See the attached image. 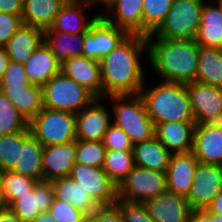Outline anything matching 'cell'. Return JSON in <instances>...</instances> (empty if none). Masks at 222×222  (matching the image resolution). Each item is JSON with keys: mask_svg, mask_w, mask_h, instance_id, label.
I'll list each match as a JSON object with an SVG mask.
<instances>
[{"mask_svg": "<svg viewBox=\"0 0 222 222\" xmlns=\"http://www.w3.org/2000/svg\"><path fill=\"white\" fill-rule=\"evenodd\" d=\"M147 50V37L129 34L114 50L100 60L103 97L137 95L144 84L141 55ZM143 53V54H142Z\"/></svg>", "mask_w": 222, "mask_h": 222, "instance_id": "obj_1", "label": "cell"}, {"mask_svg": "<svg viewBox=\"0 0 222 222\" xmlns=\"http://www.w3.org/2000/svg\"><path fill=\"white\" fill-rule=\"evenodd\" d=\"M149 62L162 82L190 83L196 80L199 45L194 39L147 38Z\"/></svg>", "mask_w": 222, "mask_h": 222, "instance_id": "obj_2", "label": "cell"}, {"mask_svg": "<svg viewBox=\"0 0 222 222\" xmlns=\"http://www.w3.org/2000/svg\"><path fill=\"white\" fill-rule=\"evenodd\" d=\"M139 95L154 124L195 122L186 84L161 81L152 89H147L144 85Z\"/></svg>", "mask_w": 222, "mask_h": 222, "instance_id": "obj_3", "label": "cell"}, {"mask_svg": "<svg viewBox=\"0 0 222 222\" xmlns=\"http://www.w3.org/2000/svg\"><path fill=\"white\" fill-rule=\"evenodd\" d=\"M114 103L112 123L124 130L133 144L155 136V124L147 113L142 97L137 95L108 96Z\"/></svg>", "mask_w": 222, "mask_h": 222, "instance_id": "obj_4", "label": "cell"}, {"mask_svg": "<svg viewBox=\"0 0 222 222\" xmlns=\"http://www.w3.org/2000/svg\"><path fill=\"white\" fill-rule=\"evenodd\" d=\"M41 88L43 107L50 110L76 114L96 98L89 90L62 72L52 77Z\"/></svg>", "mask_w": 222, "mask_h": 222, "instance_id": "obj_5", "label": "cell"}, {"mask_svg": "<svg viewBox=\"0 0 222 222\" xmlns=\"http://www.w3.org/2000/svg\"><path fill=\"white\" fill-rule=\"evenodd\" d=\"M205 0H173L160 27L147 38L195 39Z\"/></svg>", "mask_w": 222, "mask_h": 222, "instance_id": "obj_6", "label": "cell"}, {"mask_svg": "<svg viewBox=\"0 0 222 222\" xmlns=\"http://www.w3.org/2000/svg\"><path fill=\"white\" fill-rule=\"evenodd\" d=\"M31 134L45 147L77 140L76 114L43 108L30 122Z\"/></svg>", "mask_w": 222, "mask_h": 222, "instance_id": "obj_7", "label": "cell"}, {"mask_svg": "<svg viewBox=\"0 0 222 222\" xmlns=\"http://www.w3.org/2000/svg\"><path fill=\"white\" fill-rule=\"evenodd\" d=\"M167 191L166 172L134 166L117 186L120 200L144 203Z\"/></svg>", "mask_w": 222, "mask_h": 222, "instance_id": "obj_8", "label": "cell"}, {"mask_svg": "<svg viewBox=\"0 0 222 222\" xmlns=\"http://www.w3.org/2000/svg\"><path fill=\"white\" fill-rule=\"evenodd\" d=\"M100 206L114 205L118 200L117 185L102 167L75 163L69 175Z\"/></svg>", "mask_w": 222, "mask_h": 222, "instance_id": "obj_9", "label": "cell"}, {"mask_svg": "<svg viewBox=\"0 0 222 222\" xmlns=\"http://www.w3.org/2000/svg\"><path fill=\"white\" fill-rule=\"evenodd\" d=\"M186 89L195 124L222 122V88L194 81Z\"/></svg>", "mask_w": 222, "mask_h": 222, "instance_id": "obj_10", "label": "cell"}, {"mask_svg": "<svg viewBox=\"0 0 222 222\" xmlns=\"http://www.w3.org/2000/svg\"><path fill=\"white\" fill-rule=\"evenodd\" d=\"M128 35L127 31L110 24L100 15L84 34L82 55L100 61Z\"/></svg>", "mask_w": 222, "mask_h": 222, "instance_id": "obj_11", "label": "cell"}, {"mask_svg": "<svg viewBox=\"0 0 222 222\" xmlns=\"http://www.w3.org/2000/svg\"><path fill=\"white\" fill-rule=\"evenodd\" d=\"M222 192V166L201 163L196 167L193 184L186 197L192 210L206 209Z\"/></svg>", "mask_w": 222, "mask_h": 222, "instance_id": "obj_12", "label": "cell"}, {"mask_svg": "<svg viewBox=\"0 0 222 222\" xmlns=\"http://www.w3.org/2000/svg\"><path fill=\"white\" fill-rule=\"evenodd\" d=\"M104 98H95L89 105L76 113L77 140L102 141L110 124V112L101 103Z\"/></svg>", "mask_w": 222, "mask_h": 222, "instance_id": "obj_13", "label": "cell"}, {"mask_svg": "<svg viewBox=\"0 0 222 222\" xmlns=\"http://www.w3.org/2000/svg\"><path fill=\"white\" fill-rule=\"evenodd\" d=\"M192 153L201 163L222 166V122L196 124Z\"/></svg>", "mask_w": 222, "mask_h": 222, "instance_id": "obj_14", "label": "cell"}, {"mask_svg": "<svg viewBox=\"0 0 222 222\" xmlns=\"http://www.w3.org/2000/svg\"><path fill=\"white\" fill-rule=\"evenodd\" d=\"M54 198L51 181H38L31 191L21 195L8 208L23 222H33L40 212L49 211Z\"/></svg>", "mask_w": 222, "mask_h": 222, "instance_id": "obj_15", "label": "cell"}, {"mask_svg": "<svg viewBox=\"0 0 222 222\" xmlns=\"http://www.w3.org/2000/svg\"><path fill=\"white\" fill-rule=\"evenodd\" d=\"M154 222H190L192 209L185 197L166 191L144 202Z\"/></svg>", "mask_w": 222, "mask_h": 222, "instance_id": "obj_16", "label": "cell"}, {"mask_svg": "<svg viewBox=\"0 0 222 222\" xmlns=\"http://www.w3.org/2000/svg\"><path fill=\"white\" fill-rule=\"evenodd\" d=\"M61 72L89 90L96 98H103L100 61L83 55L61 63Z\"/></svg>", "mask_w": 222, "mask_h": 222, "instance_id": "obj_17", "label": "cell"}, {"mask_svg": "<svg viewBox=\"0 0 222 222\" xmlns=\"http://www.w3.org/2000/svg\"><path fill=\"white\" fill-rule=\"evenodd\" d=\"M198 164L192 151L172 153L166 170L167 191L186 198Z\"/></svg>", "mask_w": 222, "mask_h": 222, "instance_id": "obj_18", "label": "cell"}, {"mask_svg": "<svg viewBox=\"0 0 222 222\" xmlns=\"http://www.w3.org/2000/svg\"><path fill=\"white\" fill-rule=\"evenodd\" d=\"M76 163V141L43 148V180L52 181L70 175Z\"/></svg>", "mask_w": 222, "mask_h": 222, "instance_id": "obj_19", "label": "cell"}, {"mask_svg": "<svg viewBox=\"0 0 222 222\" xmlns=\"http://www.w3.org/2000/svg\"><path fill=\"white\" fill-rule=\"evenodd\" d=\"M30 84L42 87L61 72V62L43 41L23 64Z\"/></svg>", "mask_w": 222, "mask_h": 222, "instance_id": "obj_20", "label": "cell"}, {"mask_svg": "<svg viewBox=\"0 0 222 222\" xmlns=\"http://www.w3.org/2000/svg\"><path fill=\"white\" fill-rule=\"evenodd\" d=\"M92 5L88 0H68L50 27L53 31H60L70 34L86 33L91 25L97 20L100 14L87 19L84 9ZM85 7V8H84Z\"/></svg>", "mask_w": 222, "mask_h": 222, "instance_id": "obj_21", "label": "cell"}, {"mask_svg": "<svg viewBox=\"0 0 222 222\" xmlns=\"http://www.w3.org/2000/svg\"><path fill=\"white\" fill-rule=\"evenodd\" d=\"M143 0H113L106 8L114 11V17L101 16L110 24L122 28L129 34L143 35ZM116 17V18H115Z\"/></svg>", "mask_w": 222, "mask_h": 222, "instance_id": "obj_22", "label": "cell"}, {"mask_svg": "<svg viewBox=\"0 0 222 222\" xmlns=\"http://www.w3.org/2000/svg\"><path fill=\"white\" fill-rule=\"evenodd\" d=\"M195 122L155 124V136L171 153L190 152L193 148Z\"/></svg>", "mask_w": 222, "mask_h": 222, "instance_id": "obj_23", "label": "cell"}, {"mask_svg": "<svg viewBox=\"0 0 222 222\" xmlns=\"http://www.w3.org/2000/svg\"><path fill=\"white\" fill-rule=\"evenodd\" d=\"M43 41L42 29L22 24L4 48L11 61L24 64Z\"/></svg>", "mask_w": 222, "mask_h": 222, "instance_id": "obj_24", "label": "cell"}, {"mask_svg": "<svg viewBox=\"0 0 222 222\" xmlns=\"http://www.w3.org/2000/svg\"><path fill=\"white\" fill-rule=\"evenodd\" d=\"M195 42L205 48L222 49V9L204 3Z\"/></svg>", "mask_w": 222, "mask_h": 222, "instance_id": "obj_25", "label": "cell"}, {"mask_svg": "<svg viewBox=\"0 0 222 222\" xmlns=\"http://www.w3.org/2000/svg\"><path fill=\"white\" fill-rule=\"evenodd\" d=\"M68 0H23L22 21L45 31Z\"/></svg>", "mask_w": 222, "mask_h": 222, "instance_id": "obj_26", "label": "cell"}, {"mask_svg": "<svg viewBox=\"0 0 222 222\" xmlns=\"http://www.w3.org/2000/svg\"><path fill=\"white\" fill-rule=\"evenodd\" d=\"M19 113L30 122L44 107L42 88L29 84L21 87H0Z\"/></svg>", "mask_w": 222, "mask_h": 222, "instance_id": "obj_27", "label": "cell"}, {"mask_svg": "<svg viewBox=\"0 0 222 222\" xmlns=\"http://www.w3.org/2000/svg\"><path fill=\"white\" fill-rule=\"evenodd\" d=\"M133 154L136 166L166 172L172 153L154 136L134 144Z\"/></svg>", "mask_w": 222, "mask_h": 222, "instance_id": "obj_28", "label": "cell"}, {"mask_svg": "<svg viewBox=\"0 0 222 222\" xmlns=\"http://www.w3.org/2000/svg\"><path fill=\"white\" fill-rule=\"evenodd\" d=\"M43 148L44 146L30 134L22 145H19L18 161L11 171L43 181Z\"/></svg>", "mask_w": 222, "mask_h": 222, "instance_id": "obj_29", "label": "cell"}, {"mask_svg": "<svg viewBox=\"0 0 222 222\" xmlns=\"http://www.w3.org/2000/svg\"><path fill=\"white\" fill-rule=\"evenodd\" d=\"M51 183L55 199L72 204L87 216L99 207L70 176L54 179Z\"/></svg>", "mask_w": 222, "mask_h": 222, "instance_id": "obj_30", "label": "cell"}, {"mask_svg": "<svg viewBox=\"0 0 222 222\" xmlns=\"http://www.w3.org/2000/svg\"><path fill=\"white\" fill-rule=\"evenodd\" d=\"M84 34H70L53 31L51 28H48L44 31V41L51 48L56 58L62 63L71 57L82 55Z\"/></svg>", "mask_w": 222, "mask_h": 222, "instance_id": "obj_31", "label": "cell"}, {"mask_svg": "<svg viewBox=\"0 0 222 222\" xmlns=\"http://www.w3.org/2000/svg\"><path fill=\"white\" fill-rule=\"evenodd\" d=\"M195 81L222 88V49L199 46Z\"/></svg>", "mask_w": 222, "mask_h": 222, "instance_id": "obj_32", "label": "cell"}, {"mask_svg": "<svg viewBox=\"0 0 222 222\" xmlns=\"http://www.w3.org/2000/svg\"><path fill=\"white\" fill-rule=\"evenodd\" d=\"M134 166L133 151L106 149L102 168L117 186L129 174Z\"/></svg>", "mask_w": 222, "mask_h": 222, "instance_id": "obj_33", "label": "cell"}, {"mask_svg": "<svg viewBox=\"0 0 222 222\" xmlns=\"http://www.w3.org/2000/svg\"><path fill=\"white\" fill-rule=\"evenodd\" d=\"M173 0H143V36L152 35L171 9Z\"/></svg>", "mask_w": 222, "mask_h": 222, "instance_id": "obj_34", "label": "cell"}, {"mask_svg": "<svg viewBox=\"0 0 222 222\" xmlns=\"http://www.w3.org/2000/svg\"><path fill=\"white\" fill-rule=\"evenodd\" d=\"M31 134L29 126L20 132L0 136V171H11L18 161L19 145Z\"/></svg>", "mask_w": 222, "mask_h": 222, "instance_id": "obj_35", "label": "cell"}, {"mask_svg": "<svg viewBox=\"0 0 222 222\" xmlns=\"http://www.w3.org/2000/svg\"><path fill=\"white\" fill-rule=\"evenodd\" d=\"M28 122L0 90V136L25 130Z\"/></svg>", "mask_w": 222, "mask_h": 222, "instance_id": "obj_36", "label": "cell"}, {"mask_svg": "<svg viewBox=\"0 0 222 222\" xmlns=\"http://www.w3.org/2000/svg\"><path fill=\"white\" fill-rule=\"evenodd\" d=\"M38 181L13 171H2V183L7 207L17 198L31 191Z\"/></svg>", "mask_w": 222, "mask_h": 222, "instance_id": "obj_37", "label": "cell"}, {"mask_svg": "<svg viewBox=\"0 0 222 222\" xmlns=\"http://www.w3.org/2000/svg\"><path fill=\"white\" fill-rule=\"evenodd\" d=\"M106 148L102 141L76 140V163L102 167Z\"/></svg>", "mask_w": 222, "mask_h": 222, "instance_id": "obj_38", "label": "cell"}, {"mask_svg": "<svg viewBox=\"0 0 222 222\" xmlns=\"http://www.w3.org/2000/svg\"><path fill=\"white\" fill-rule=\"evenodd\" d=\"M102 143L106 149L116 151H133L134 147L126 132L114 123L110 124Z\"/></svg>", "mask_w": 222, "mask_h": 222, "instance_id": "obj_39", "label": "cell"}, {"mask_svg": "<svg viewBox=\"0 0 222 222\" xmlns=\"http://www.w3.org/2000/svg\"><path fill=\"white\" fill-rule=\"evenodd\" d=\"M49 212L57 222H86L87 215L72 204L54 198Z\"/></svg>", "mask_w": 222, "mask_h": 222, "instance_id": "obj_40", "label": "cell"}, {"mask_svg": "<svg viewBox=\"0 0 222 222\" xmlns=\"http://www.w3.org/2000/svg\"><path fill=\"white\" fill-rule=\"evenodd\" d=\"M115 205L120 209L124 222H154L144 203L118 199Z\"/></svg>", "mask_w": 222, "mask_h": 222, "instance_id": "obj_41", "label": "cell"}, {"mask_svg": "<svg viewBox=\"0 0 222 222\" xmlns=\"http://www.w3.org/2000/svg\"><path fill=\"white\" fill-rule=\"evenodd\" d=\"M29 84L24 65L10 60L0 82V87H21Z\"/></svg>", "mask_w": 222, "mask_h": 222, "instance_id": "obj_42", "label": "cell"}, {"mask_svg": "<svg viewBox=\"0 0 222 222\" xmlns=\"http://www.w3.org/2000/svg\"><path fill=\"white\" fill-rule=\"evenodd\" d=\"M22 24V16L0 12V46H4Z\"/></svg>", "mask_w": 222, "mask_h": 222, "instance_id": "obj_43", "label": "cell"}, {"mask_svg": "<svg viewBox=\"0 0 222 222\" xmlns=\"http://www.w3.org/2000/svg\"><path fill=\"white\" fill-rule=\"evenodd\" d=\"M86 222H124L120 209L114 204L100 206L90 213Z\"/></svg>", "mask_w": 222, "mask_h": 222, "instance_id": "obj_44", "label": "cell"}, {"mask_svg": "<svg viewBox=\"0 0 222 222\" xmlns=\"http://www.w3.org/2000/svg\"><path fill=\"white\" fill-rule=\"evenodd\" d=\"M23 0H0V12L22 16Z\"/></svg>", "mask_w": 222, "mask_h": 222, "instance_id": "obj_45", "label": "cell"}, {"mask_svg": "<svg viewBox=\"0 0 222 222\" xmlns=\"http://www.w3.org/2000/svg\"><path fill=\"white\" fill-rule=\"evenodd\" d=\"M190 222H214V214L207 209L192 210Z\"/></svg>", "mask_w": 222, "mask_h": 222, "instance_id": "obj_46", "label": "cell"}, {"mask_svg": "<svg viewBox=\"0 0 222 222\" xmlns=\"http://www.w3.org/2000/svg\"><path fill=\"white\" fill-rule=\"evenodd\" d=\"M210 213L222 216V192H220L206 208Z\"/></svg>", "mask_w": 222, "mask_h": 222, "instance_id": "obj_47", "label": "cell"}, {"mask_svg": "<svg viewBox=\"0 0 222 222\" xmlns=\"http://www.w3.org/2000/svg\"><path fill=\"white\" fill-rule=\"evenodd\" d=\"M10 63V57L6 52L4 46H0V82L3 78V75Z\"/></svg>", "mask_w": 222, "mask_h": 222, "instance_id": "obj_48", "label": "cell"}, {"mask_svg": "<svg viewBox=\"0 0 222 222\" xmlns=\"http://www.w3.org/2000/svg\"><path fill=\"white\" fill-rule=\"evenodd\" d=\"M0 222H23L9 208L0 210Z\"/></svg>", "mask_w": 222, "mask_h": 222, "instance_id": "obj_49", "label": "cell"}, {"mask_svg": "<svg viewBox=\"0 0 222 222\" xmlns=\"http://www.w3.org/2000/svg\"><path fill=\"white\" fill-rule=\"evenodd\" d=\"M33 222H57L49 211L40 212Z\"/></svg>", "mask_w": 222, "mask_h": 222, "instance_id": "obj_50", "label": "cell"}, {"mask_svg": "<svg viewBox=\"0 0 222 222\" xmlns=\"http://www.w3.org/2000/svg\"><path fill=\"white\" fill-rule=\"evenodd\" d=\"M7 203L4 195L3 183H2V171H0V210L6 209Z\"/></svg>", "mask_w": 222, "mask_h": 222, "instance_id": "obj_51", "label": "cell"}, {"mask_svg": "<svg viewBox=\"0 0 222 222\" xmlns=\"http://www.w3.org/2000/svg\"><path fill=\"white\" fill-rule=\"evenodd\" d=\"M92 6L96 4H103L105 7L113 0H88Z\"/></svg>", "mask_w": 222, "mask_h": 222, "instance_id": "obj_52", "label": "cell"}, {"mask_svg": "<svg viewBox=\"0 0 222 222\" xmlns=\"http://www.w3.org/2000/svg\"><path fill=\"white\" fill-rule=\"evenodd\" d=\"M214 222H222V216L218 214H214Z\"/></svg>", "mask_w": 222, "mask_h": 222, "instance_id": "obj_53", "label": "cell"}, {"mask_svg": "<svg viewBox=\"0 0 222 222\" xmlns=\"http://www.w3.org/2000/svg\"><path fill=\"white\" fill-rule=\"evenodd\" d=\"M217 5L222 9V0H218Z\"/></svg>", "mask_w": 222, "mask_h": 222, "instance_id": "obj_54", "label": "cell"}]
</instances>
